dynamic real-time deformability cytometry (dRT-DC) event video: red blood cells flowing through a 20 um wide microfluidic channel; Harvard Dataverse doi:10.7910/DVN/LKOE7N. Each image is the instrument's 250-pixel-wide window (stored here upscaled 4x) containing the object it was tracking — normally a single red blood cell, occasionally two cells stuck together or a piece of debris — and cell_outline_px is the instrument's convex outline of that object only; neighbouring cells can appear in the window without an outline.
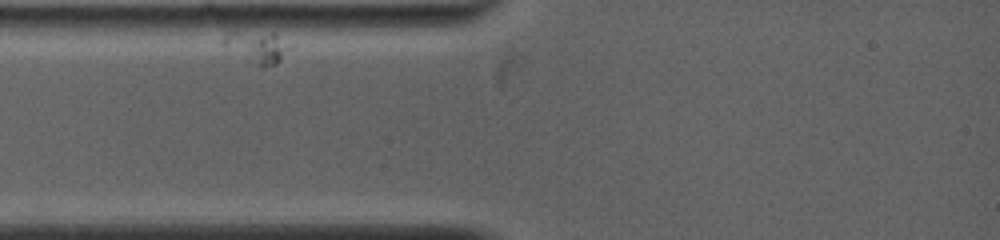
{"species": "common noctule bat (a hibernating species)", "species_latin": "Nyctalus noctula", "temperature_condition": "warm", "stored_images_in_passage": 39, "camera_frame_rate_fps": 5000, "um_per_image_px": 0.085, "animal": {"sex": "female", "body_mass_g": 19.0, "forearm_length_mm": 53.3}, "frame": {"image": 1, "passage_image": 2, "time_ms": 0.4, "image_size_px": [1000, 240], "cell_outline_px": [[292, 44], [280, 60], [276, 64], [264, 68], [260, 68], [220, 44], [220, 40], [228, 32], [276, 32]], "centroid_in_image_um": [21.86, 3.98], "position_along_channel_um": 63.1, "area_um2": 12.6}}
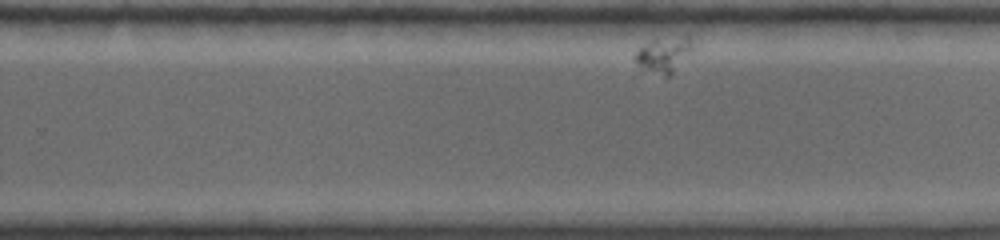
{"frame": {"image": 2, "passage_image": 28, "time_ms": 7.8, "image_size_px": [1000, 240], "cell_outline_px": [[692, 48], [672, 72], [668, 76], [664, 76], [640, 64], [636, 60], [636, 52], [640, 48], [652, 40], [688, 32], [692, 32]], "centroid_in_image_um": [56.53, 4.5], "position_along_channel_um": 273.3, "area_um2": 11.39}}
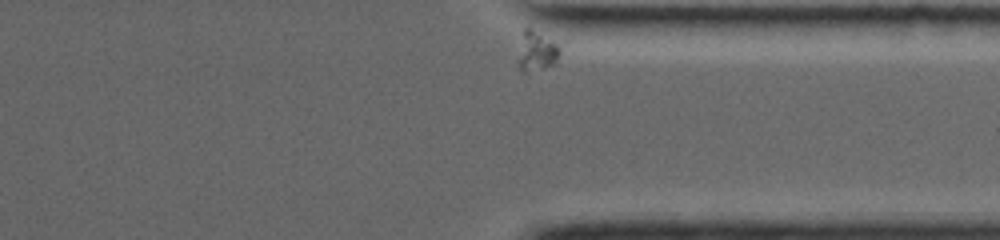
{"frame": {"image": 3, "passage_image": 39, "time_ms": 10.8, "image_size_px": [1000, 240], "cell_outline_px": [[568, 40], [552, 64], [544, 68], [524, 72], [516, 64], [524, 28], [528, 28], [568, 36]], "centroid_in_image_um": [45.83, 4.18], "position_along_channel_um": 365.6, "area_um2": 11.16}}